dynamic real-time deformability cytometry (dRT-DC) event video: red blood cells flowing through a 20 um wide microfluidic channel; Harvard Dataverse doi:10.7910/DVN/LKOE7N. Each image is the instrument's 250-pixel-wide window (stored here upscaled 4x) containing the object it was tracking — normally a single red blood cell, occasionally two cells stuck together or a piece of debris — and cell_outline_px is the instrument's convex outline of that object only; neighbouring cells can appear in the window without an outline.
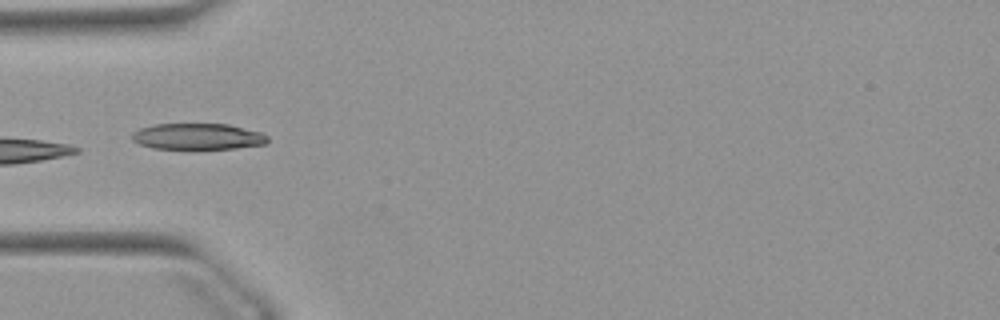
{"species": "Egyptian fruit bat (a non-hibernating species)", "species_latin": "Rousettus aegyptiacus", "temperature_condition": "warm", "stored_images_in_passage": 40, "camera_frame_rate_fps": 3000, "um_per_image_px": 0.085, "animal": {"sex": "female"}, "frame": {"image": 1, "passage_image": 5, "time_ms": 1.333, "image_size_px": [1000, 320], "cell_outline_px": [[268, 140], [264, 144], [236, 148], [152, 148], [140, 144], [132, 140], [132, 132], [140, 128], [156, 124], [228, 124], [260, 132], [268, 136]], "centroid_in_image_um": [16.79, 11.59], "position_along_channel_um": 68.2, "area_um2": 20.4}, "authors_computed_cell_mechanics": {"area_um2": 20.0855, "velocity_mm_per_s": 3.8745, "shape_relaxation_time_tau1_ms": 7.8442, "shape_relaxation_time_tau2_ms": 4.2854, "deformation_change_tau1": 0.2084, "deformation_change_tau2": 0.1084}}